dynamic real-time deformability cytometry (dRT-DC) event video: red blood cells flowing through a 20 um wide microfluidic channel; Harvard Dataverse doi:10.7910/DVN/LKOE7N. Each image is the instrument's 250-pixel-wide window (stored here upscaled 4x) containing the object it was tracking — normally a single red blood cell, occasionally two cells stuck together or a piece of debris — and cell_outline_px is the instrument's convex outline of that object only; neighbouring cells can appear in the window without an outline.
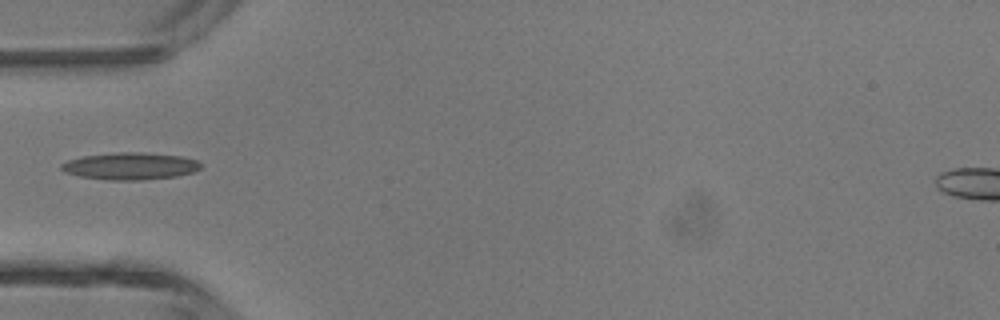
{"species": "common noctule bat (a hibernating species)", "species_latin": "Nyctalus noctula", "temperature_condition": "room temperature", "stored_images_in_passage": 6, "camera_frame_rate_fps": 3000, "um_per_image_px": 0.085, "animal": {"sex": "male", "body_mass_g": 13.3}, "frame": {"image": 1, "passage_image": 5, "time_ms": 1.333, "image_size_px": [1000, 320], "cell_outline_px": [[200, 168], [192, 172], [176, 176], [140, 180], [108, 180], [80, 176], [64, 172], [60, 168], [60, 164], [68, 160], [84, 156], [116, 152], [140, 152], [180, 156], [196, 160], [200, 164]], "centroid_in_image_um": [11.03, 14.12], "position_along_channel_um": 74.0, "area_um2": 21.85}}
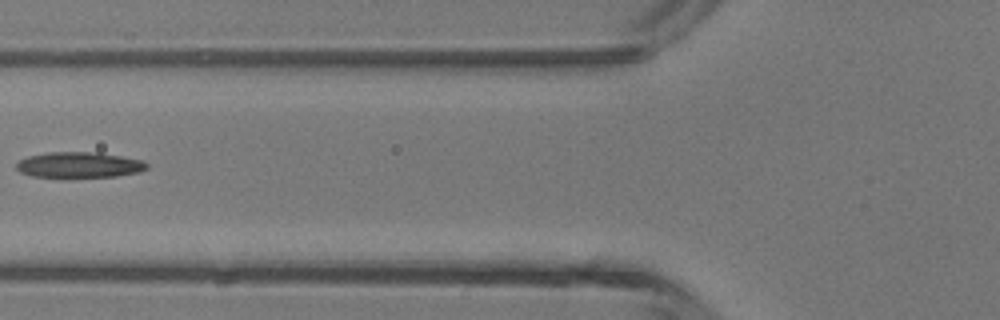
{"frame": {"image": 2, "passage_image": 6, "time_ms": 1.667, "image_size_px": [1000, 320], "cell_outline_px": [[148, 168], [136, 172], [116, 176], [64, 180], [32, 176], [20, 172], [16, 168], [16, 164], [20, 160], [28, 156], [48, 152], [96, 152], [144, 160], [148, 164]], "centroid_in_image_um": [6.69, 14.06], "position_along_channel_um": 119.1, "area_um2": 20.35}}